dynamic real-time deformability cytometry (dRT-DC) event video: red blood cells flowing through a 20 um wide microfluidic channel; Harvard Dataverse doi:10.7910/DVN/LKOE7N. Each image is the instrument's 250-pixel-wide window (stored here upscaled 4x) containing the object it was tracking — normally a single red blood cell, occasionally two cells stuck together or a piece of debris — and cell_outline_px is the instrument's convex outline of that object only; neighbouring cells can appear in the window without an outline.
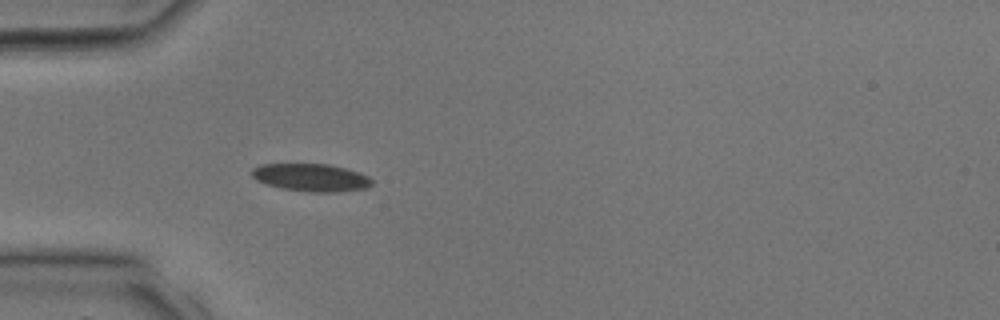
{"species": "common noctule bat (a hibernating species)", "species_latin": "Nyctalus noctula", "temperature_condition": "room temperature", "stored_images_in_passage": 24, "camera_frame_rate_fps": 3000, "um_per_image_px": 0.085, "animal": {"sex": "male", "body_mass_g": 17.9, "forearm_length_mm": 54.2}, "frame": {"image": 1, "passage_image": 1, "time_ms": 0.0, "image_size_px": [1000, 320], "cell_outline_px": [[372, 184], [368, 188], [332, 192], [308, 192], [280, 188], [264, 184], [256, 180], [248, 172], [252, 168], [260, 164], [328, 164], [360, 172], [368, 176], [372, 180]], "centroid_in_image_um": [26.39, 15.09], "position_along_channel_um": 58.6, "area_um2": 19.59}}
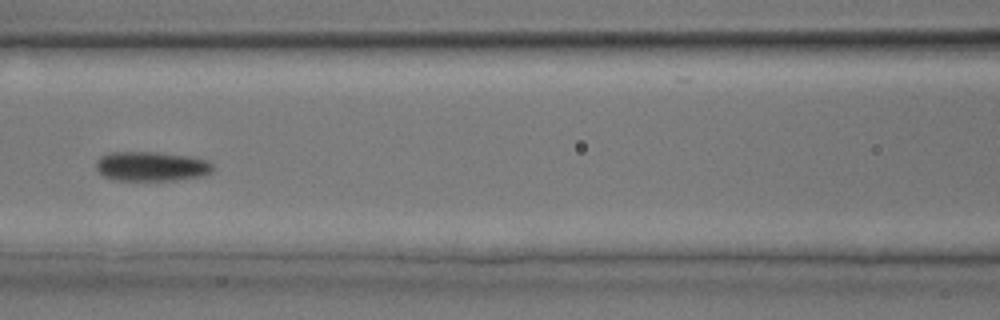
{"frame": {"image": 2, "passage_image": 6, "time_ms": 1.667, "image_size_px": [1000, 320], "cell_outline_px": [[212, 172], [204, 176], [176, 180], [116, 180], [104, 176], [96, 168], [96, 160], [100, 156], [108, 152], [160, 152], [208, 160], [212, 164]], "centroid_in_image_um": [12.86, 14.14], "position_along_channel_um": 153.7, "area_um2": 20.11}}
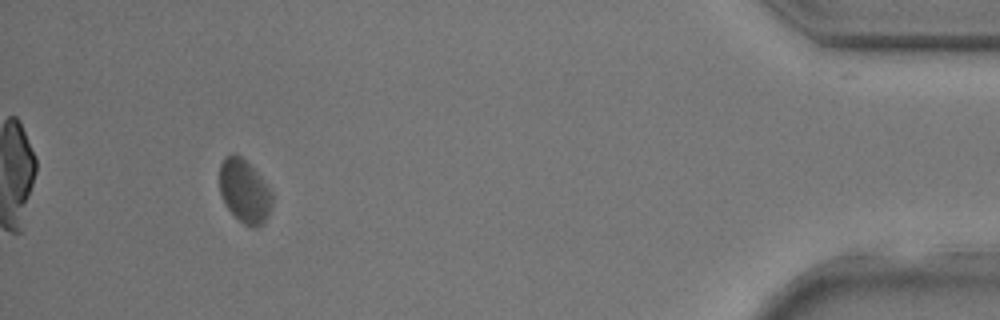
{"frame": {"image": 3, "passage_image": 22, "time_ms": 7.0, "image_size_px": [1000, 320], "cell_outline_px": [[272, 208], [264, 224], [252, 228], [244, 224], [224, 204], [220, 192], [220, 164], [224, 156], [232, 152], [240, 156], [260, 176], [272, 192]], "centroid_in_image_um": [20.78, 16.26], "position_along_channel_um": 414.4, "area_um2": 19.42}}